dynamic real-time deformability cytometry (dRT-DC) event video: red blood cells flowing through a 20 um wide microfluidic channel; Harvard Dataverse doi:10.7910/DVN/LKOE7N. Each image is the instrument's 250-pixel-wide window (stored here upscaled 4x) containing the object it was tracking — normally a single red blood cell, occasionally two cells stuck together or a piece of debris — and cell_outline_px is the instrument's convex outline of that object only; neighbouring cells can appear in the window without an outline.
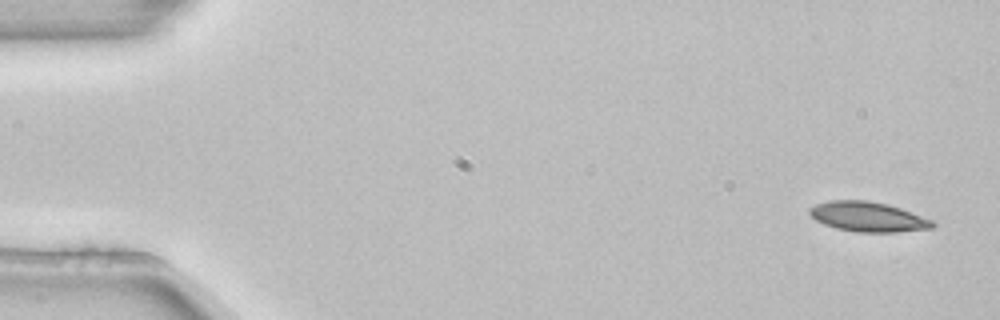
{"species": "common noctule bat (a hibernating species)", "species_latin": "Nyctalus noctula", "temperature_condition": "room temperature", "stored_images_in_passage": 5, "camera_frame_rate_fps": 3000, "um_per_image_px": 0.085, "animal": {"sex": "female", "body_mass_g": 22.7, "forearm_length_mm": 54.2}, "frame": {"image": 1, "passage_image": 1, "time_ms": 0.0, "image_size_px": [1000, 320], "cell_outline_px": [[936, 224], [932, 228], [896, 232], [856, 232], [836, 228], [824, 224], [816, 220], [808, 212], [808, 208], [816, 204], [832, 200], [868, 200], [888, 204], [936, 220]], "centroid_in_image_um": [73.81, 18.42], "position_along_channel_um": 11.2, "area_um2": 21.56}}
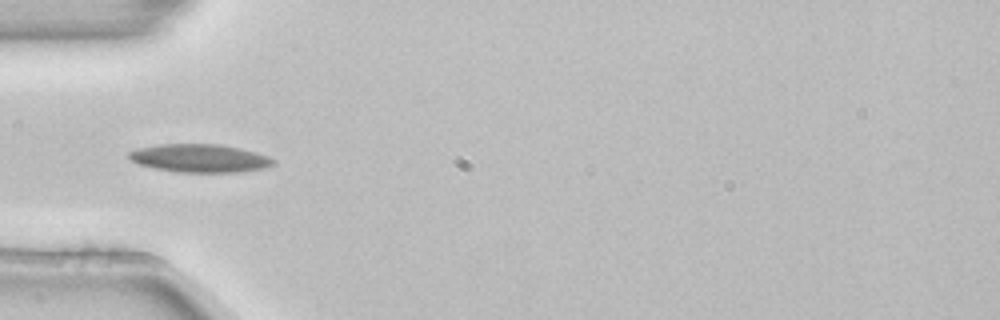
{"frame": {"image": 2, "passage_image": 4, "time_ms": 1.0, "image_size_px": [1000, 320], "cell_outline_px": [[276, 164], [264, 168], [240, 172], [176, 172], [136, 164], [128, 156], [128, 152], [136, 148], [160, 144], [220, 144], [240, 148], [256, 152], [268, 156], [276, 160]], "centroid_in_image_um": [16.99, 13.44], "position_along_channel_um": 68.0, "area_um2": 23.87}}